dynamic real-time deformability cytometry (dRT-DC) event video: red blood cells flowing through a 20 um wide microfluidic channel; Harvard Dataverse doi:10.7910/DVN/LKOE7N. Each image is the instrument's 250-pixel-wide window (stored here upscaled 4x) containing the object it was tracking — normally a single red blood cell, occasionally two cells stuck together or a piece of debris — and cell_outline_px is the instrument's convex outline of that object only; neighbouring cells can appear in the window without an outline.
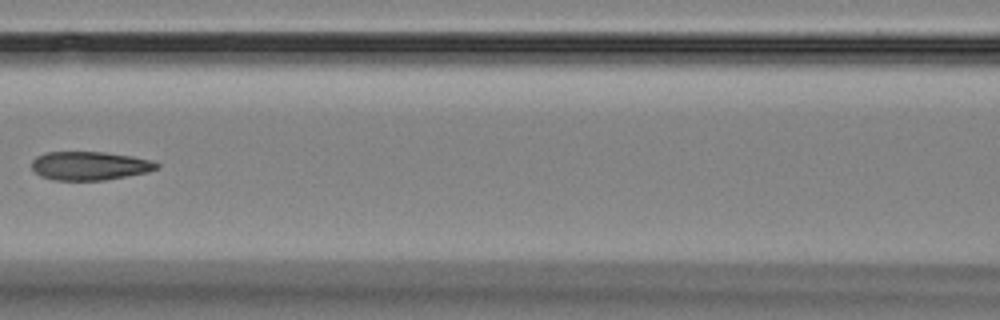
{"species": "Egyptian fruit bat (a non-hibernating species)", "species_latin": "Rousettus aegyptiacus", "temperature_condition": "room temperature", "stored_images_in_passage": 13, "camera_frame_rate_fps": 3000, "um_per_image_px": 0.085, "animal": {"sex": "female"}, "frame": {"image": 1, "passage_image": 4, "time_ms": 3.667, "image_size_px": [1000, 320], "cell_outline_px": [[160, 168], [148, 172], [104, 180], [52, 180], [40, 176], [32, 168], [32, 160], [36, 156], [44, 152], [104, 152], [132, 156], [152, 160], [160, 164]], "centroid_in_image_um": [7.63, 14.09], "position_along_channel_um": 159.0, "area_um2": 20.98}}
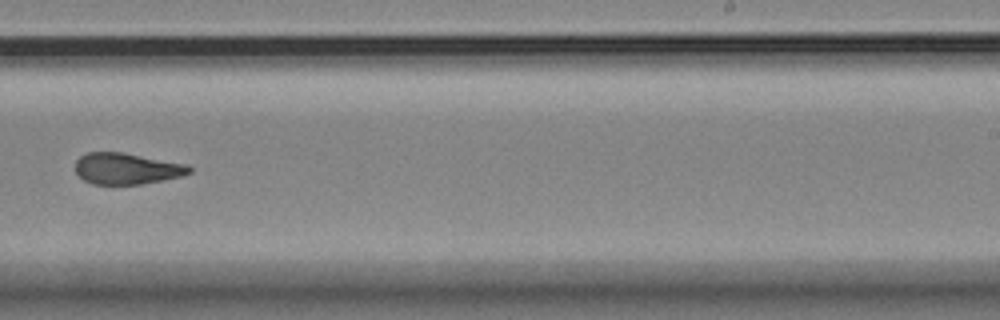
{"frame": {"image": 2, "passage_image": 7, "time_ms": 7.0, "image_size_px": [1000, 320], "cell_outline_px": [[192, 172], [180, 176], [164, 180], [140, 184], [92, 184], [84, 180], [76, 172], [76, 160], [80, 156], [88, 152], [124, 152], [188, 164], [192, 168]], "centroid_in_image_um": [10.79, 14.32], "position_along_channel_um": 278.2, "area_um2": 20.87}}
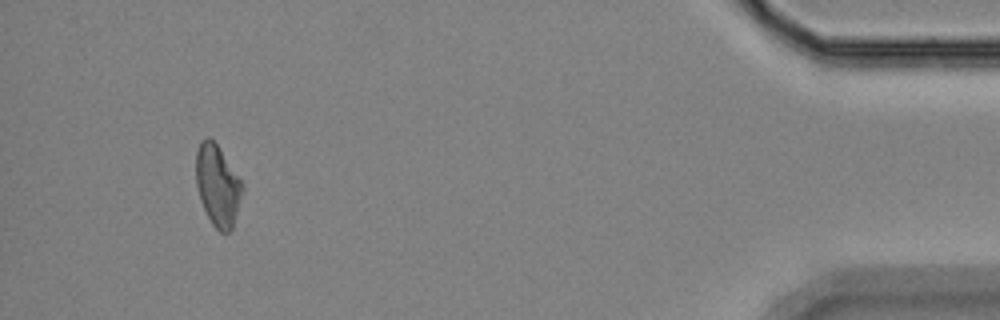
{"frame": {"image": 3, "passage_image": 12, "time_ms": 12.667, "image_size_px": [1000, 320], "cell_outline_px": [[244, 188], [232, 228], [228, 232], [220, 232], [212, 224], [200, 200], [196, 184], [196, 152], [200, 140], [208, 136], [216, 144], [244, 184]], "centroid_in_image_um": [18.49, 15.75], "position_along_channel_um": 416.7, "area_um2": 21.73}, "authors_computed_cell_mechanics": {"area_um2": 21.7328, "velocity_mm_per_s": 3.609, "shape_relaxation_time_tau1_ms": null, "shape_relaxation_time_tau2_ms": 2.6674, "deformation_change_tau1": null, "deformation_change_tau2": 0.1076}}